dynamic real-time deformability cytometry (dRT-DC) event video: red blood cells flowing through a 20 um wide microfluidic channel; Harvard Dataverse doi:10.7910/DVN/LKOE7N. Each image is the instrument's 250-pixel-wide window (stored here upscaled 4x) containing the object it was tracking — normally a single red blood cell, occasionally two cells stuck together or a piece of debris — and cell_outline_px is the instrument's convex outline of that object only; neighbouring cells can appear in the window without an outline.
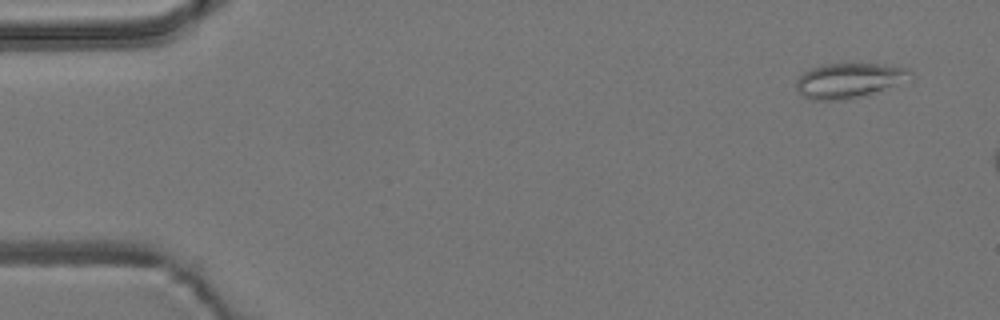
{"species": "common noctule bat (a hibernating species)", "species_latin": "Nyctalus noctula", "temperature_condition": "room temperature", "stored_images_in_passage": 4, "camera_frame_rate_fps": 3000, "um_per_image_px": 0.085, "animal": {"sex": "male", "body_mass_g": 19.2, "forearm_length_mm": 51.8}, "frame": {"image": 1, "passage_image": 1, "time_ms": 0.0, "image_size_px": [1000, 320], "cell_outline_px": [[916, 76], [912, 80], [868, 96], [848, 100], [812, 100], [804, 96], [796, 88], [796, 80], [804, 72], [812, 68], [824, 64], [884, 64], [908, 68]], "centroid_in_image_um": [72.28, 6.86], "position_along_channel_um": 12.7, "area_um2": 23.87}}